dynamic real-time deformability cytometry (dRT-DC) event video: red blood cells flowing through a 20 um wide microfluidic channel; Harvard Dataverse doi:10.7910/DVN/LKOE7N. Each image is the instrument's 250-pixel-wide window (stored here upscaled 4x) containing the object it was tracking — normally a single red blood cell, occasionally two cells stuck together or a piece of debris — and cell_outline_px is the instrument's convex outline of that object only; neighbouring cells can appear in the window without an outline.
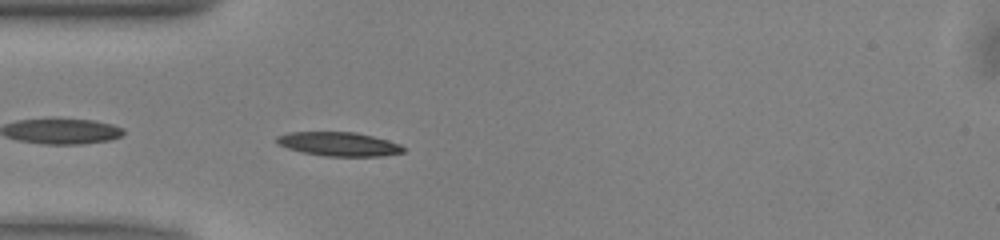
{"species": "common noctule bat (a hibernating species)", "species_latin": "Nyctalus noctula", "temperature_condition": "warm", "stored_images_in_passage": 38, "camera_frame_rate_fps": 3000, "um_per_image_px": 0.085, "animal": {"sex": "male", "body_mass_g": 13.0, "forearm_length_mm": 53.1}, "frame": {"image": 1, "passage_image": 2, "time_ms": 0.333, "image_size_px": [1000, 240], "cell_outline_px": [[404, 152], [380, 156], [324, 156], [300, 152], [276, 144], [276, 136], [288, 132], [356, 132], [388, 140], [400, 144], [404, 148]], "centroid_in_image_um": [28.76, 12.24], "position_along_channel_um": 56.2, "area_um2": 17.74}}
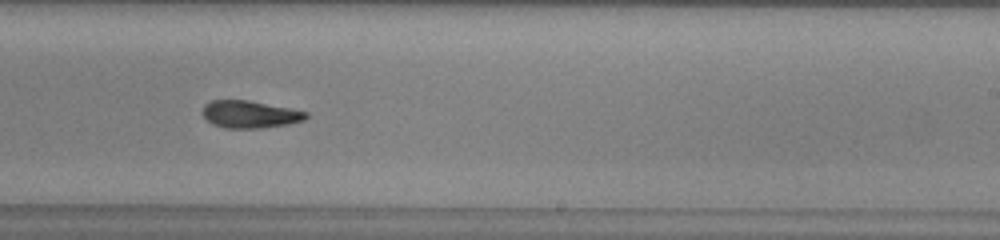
{"frame": {"image": 2, "passage_image": 18, "time_ms": 5.667, "image_size_px": [1000, 240], "cell_outline_px": [[308, 116], [304, 120], [288, 124], [264, 128], [224, 128], [212, 124], [204, 116], [204, 104], [212, 100], [248, 100], [292, 108], [308, 112]], "centroid_in_image_um": [21.27, 9.72], "position_along_channel_um": 267.7, "area_um2": 16.53}}
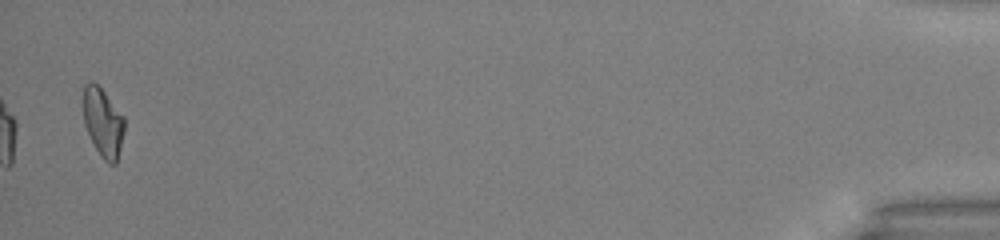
{"frame": {"image": 3, "passage_image": 37, "time_ms": 12.0, "image_size_px": [1000, 240], "cell_outline_px": [[124, 132], [116, 164], [108, 164], [100, 156], [84, 124], [80, 100], [84, 84], [88, 80], [92, 80], [104, 92], [124, 116]], "centroid_in_image_um": [8.7, 10.35], "position_along_channel_um": 426.5, "area_um2": 16.88}, "authors_computed_cell_mechanics": {"area_um2": 17.1088, "velocity_mm_per_s": 4.0463, "shape_relaxation_time_tau1_ms": 4.1906, "shape_relaxation_time_tau2_ms": 3.7472, "deformation_change_tau1": 0.1581, "deformation_change_tau2": 0.1178}}